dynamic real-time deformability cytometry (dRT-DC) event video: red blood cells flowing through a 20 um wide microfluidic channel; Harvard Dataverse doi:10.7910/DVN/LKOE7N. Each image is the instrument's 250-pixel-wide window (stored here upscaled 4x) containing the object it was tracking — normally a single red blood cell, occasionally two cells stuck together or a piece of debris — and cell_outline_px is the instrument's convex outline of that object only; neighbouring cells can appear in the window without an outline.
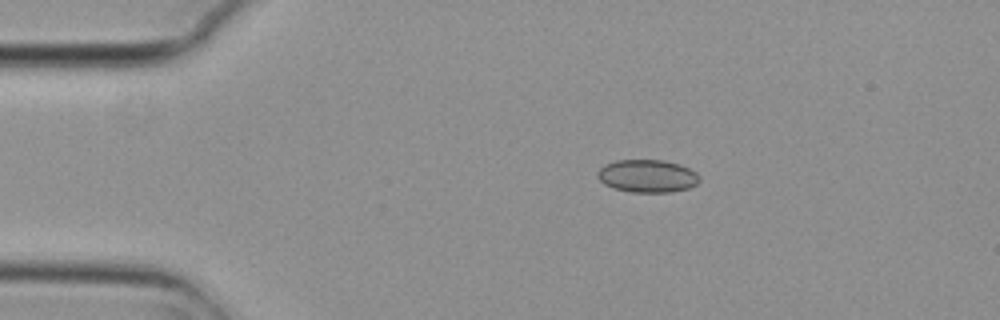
{"species": "common noctule bat (a hibernating species)", "species_latin": "Nyctalus noctula", "temperature_condition": "cold", "stored_images_in_passage": 3, "camera_frame_rate_fps": 3000, "um_per_image_px": 0.085, "animal": {"sex": "female", "body_mass_g": 29.2, "forearm_length_mm": 56.3}, "frame": {"image": 1, "passage_image": 1, "time_ms": 0.0, "image_size_px": [1000, 320], "cell_outline_px": [[700, 180], [696, 184], [688, 188], [672, 192], [632, 192], [612, 188], [604, 184], [596, 176], [596, 172], [604, 164], [616, 160], [664, 160], [680, 164], [696, 172], [700, 176]], "centroid_in_image_um": [55.01, 14.96], "position_along_channel_um": 30.0, "area_um2": 19.65}}